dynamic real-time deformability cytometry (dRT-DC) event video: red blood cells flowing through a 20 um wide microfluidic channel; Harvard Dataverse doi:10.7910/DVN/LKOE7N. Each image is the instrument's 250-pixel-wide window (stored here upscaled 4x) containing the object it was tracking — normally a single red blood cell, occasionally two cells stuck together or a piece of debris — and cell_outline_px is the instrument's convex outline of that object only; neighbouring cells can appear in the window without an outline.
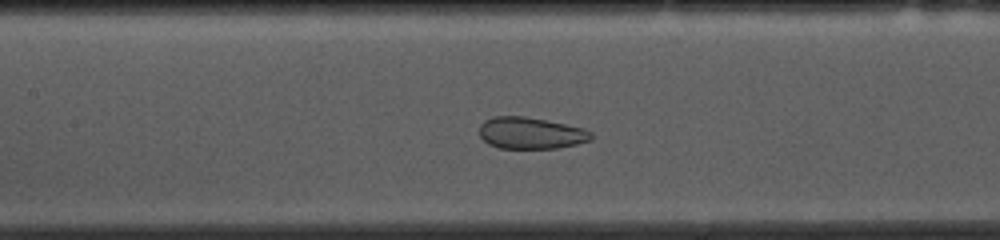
{"species": "common noctule bat (a hibernating species)", "species_latin": "Nyctalus noctula", "temperature_condition": "cold", "stored_images_in_passage": 47, "camera_frame_rate_fps": 3000, "um_per_image_px": 0.085, "animal": {"sex": "female", "body_mass_g": 10.0, "forearm_length_mm": 53.1}, "frame": {"image": 1, "passage_image": 17, "time_ms": 5.333, "image_size_px": [1000, 240], "cell_outline_px": [[592, 140], [576, 144], [556, 148], [500, 148], [488, 144], [480, 136], [480, 124], [484, 120], [492, 116], [524, 116], [584, 128], [592, 132]], "centroid_in_image_um": [45.1, 11.31], "position_along_channel_um": 162.3, "area_um2": 20.58}}
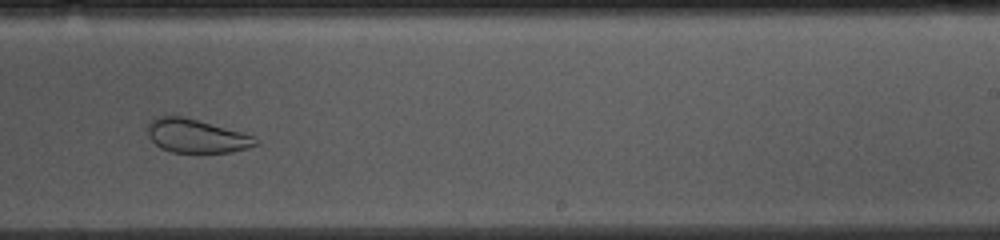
{"frame": {"image": 2, "passage_image": 26, "time_ms": 8.333, "image_size_px": [1000, 240], "cell_outline_px": [[260, 144], [248, 148], [232, 152], [172, 152], [160, 148], [148, 136], [148, 120], [156, 116], [184, 116], [240, 132], [252, 136], [260, 140]], "centroid_in_image_um": [16.67, 11.55], "position_along_channel_um": 272.3, "area_um2": 21.15}}
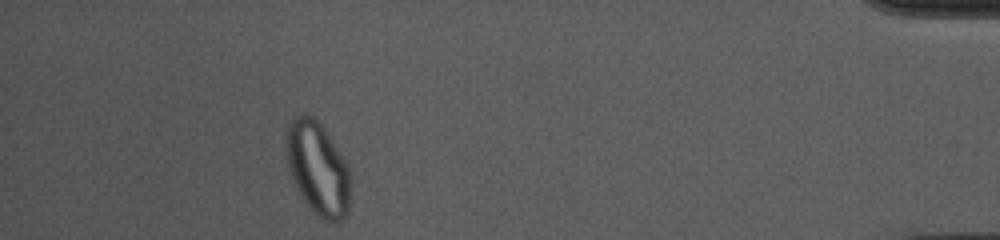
{"frame": {"image": 3, "passage_image": 42, "time_ms": 13.667, "image_size_px": [1000, 240], "cell_outline_px": [[352, 196], [348, 212], [340, 220], [324, 220], [308, 204], [296, 188], [292, 180], [288, 164], [284, 140], [284, 136], [288, 124], [296, 116], [312, 116], [328, 132], [348, 164], [352, 176]], "centroid_in_image_um": [27.05, 14.3], "position_along_channel_um": 408.1, "area_um2": 35.26}, "authors_computed_cell_mechanics": {"area_um2": 26.7614, "velocity_mm_per_s": 3.6779, "shape_relaxation_time_tau1_ms": null, "shape_relaxation_time_tau2_ms": 0.6671, "deformation_change_tau1": null, "deformation_change_tau2": 0.0653}}